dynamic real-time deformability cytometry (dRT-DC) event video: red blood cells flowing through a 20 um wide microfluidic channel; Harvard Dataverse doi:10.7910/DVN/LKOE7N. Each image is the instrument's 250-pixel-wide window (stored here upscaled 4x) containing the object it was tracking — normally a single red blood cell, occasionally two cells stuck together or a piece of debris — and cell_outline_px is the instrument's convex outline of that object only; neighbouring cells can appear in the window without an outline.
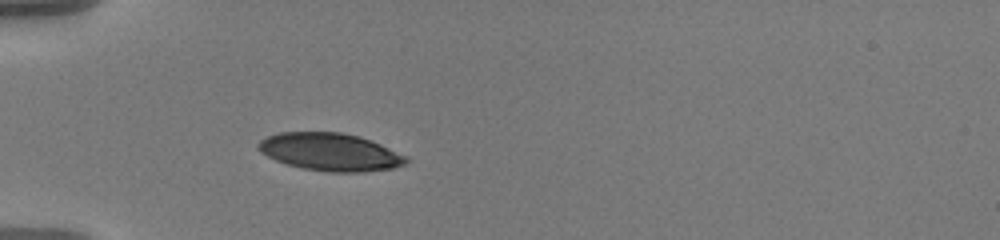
{"species": "human", "species_latin": "Homo sapiens", "temperature_condition": "warm", "stored_images_in_passage": 32, "camera_frame_rate_fps": 3000, "um_per_image_px": 0.085, "donor": {"sex": "male"}, "frame": {"image": 1, "passage_image": 1, "time_ms": 0.0, "image_size_px": [1000, 240], "cell_outline_px": [[408, 160], [404, 164], [392, 168], [364, 172], [328, 172], [304, 168], [288, 164], [276, 160], [260, 152], [256, 144], [260, 140], [268, 136], [280, 132], [340, 132], [360, 136], [380, 144], [408, 156]], "centroid_in_image_um": [28.07, 12.91], "position_along_channel_um": 56.9, "area_um2": 32.37}}
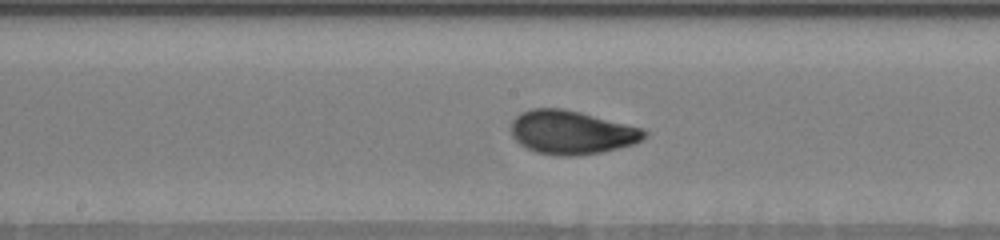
{"frame": {"image": 2, "passage_image": 14, "time_ms": 4.333, "image_size_px": [1000, 240], "cell_outline_px": [[648, 132], [640, 140], [632, 144], [600, 152], [576, 156], [556, 156], [536, 152], [520, 144], [512, 136], [512, 120], [520, 112], [532, 108], [564, 108], [644, 128]], "centroid_in_image_um": [48.56, 11.24], "position_along_channel_um": 199.6, "area_um2": 33.81}}
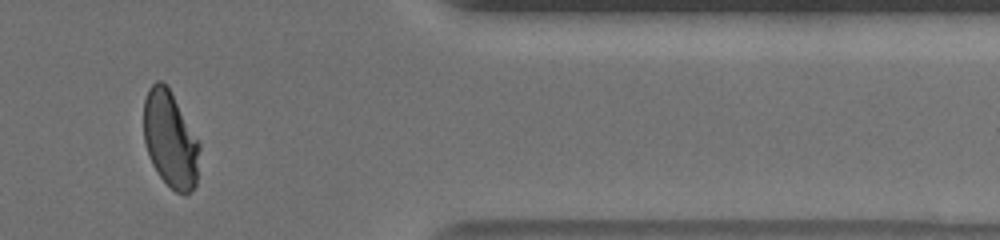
{"frame": {"image": 3, "passage_image": 25, "time_ms": 8.0, "image_size_px": [1000, 240], "cell_outline_px": [[200, 148], [196, 184], [184, 196], [176, 192], [160, 176], [152, 164], [144, 144], [144, 100], [148, 88], [156, 80], [160, 80], [168, 88], [200, 140]], "centroid_in_image_um": [14.48, 11.85], "position_along_channel_um": 396.9, "area_um2": 31.39}, "authors_computed_cell_mechanics": {"area_um2": 32.7437, "velocity_mm_per_s": 3.5929, "shape_relaxation_time_tau1_ms": 6.0588, "shape_relaxation_time_tau2_ms": 0.9055, "deformation_change_tau1": 0.2186, "deformation_change_tau2": 0.0456}}